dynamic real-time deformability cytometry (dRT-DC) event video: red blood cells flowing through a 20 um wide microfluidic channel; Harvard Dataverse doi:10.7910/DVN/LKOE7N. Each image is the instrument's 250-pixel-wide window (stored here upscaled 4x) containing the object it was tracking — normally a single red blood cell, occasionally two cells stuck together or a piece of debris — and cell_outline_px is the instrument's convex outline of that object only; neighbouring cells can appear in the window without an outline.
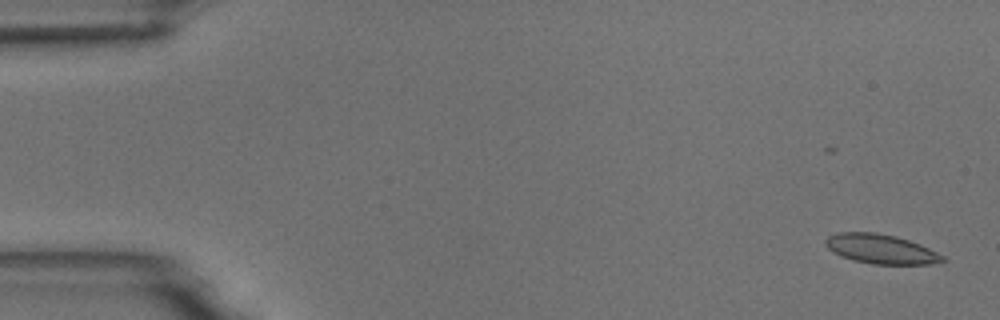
{"species": "common noctule bat (a hibernating species)", "species_latin": "Nyctalus noctula", "temperature_condition": "room temperature", "stored_images_in_passage": 5, "camera_frame_rate_fps": 3000, "um_per_image_px": 0.085, "animal": {"sex": "male", "body_mass_g": 18.8}, "frame": {"image": 1, "passage_image": 1, "time_ms": 0.0, "image_size_px": [1000, 320], "cell_outline_px": [[948, 260], [928, 264], [872, 264], [852, 260], [840, 256], [828, 248], [824, 244], [824, 240], [828, 236], [836, 232], [876, 232], [896, 236], [920, 244], [944, 256]], "centroid_in_image_um": [74.84, 21.16], "position_along_channel_um": 10.2, "area_um2": 20.17}}
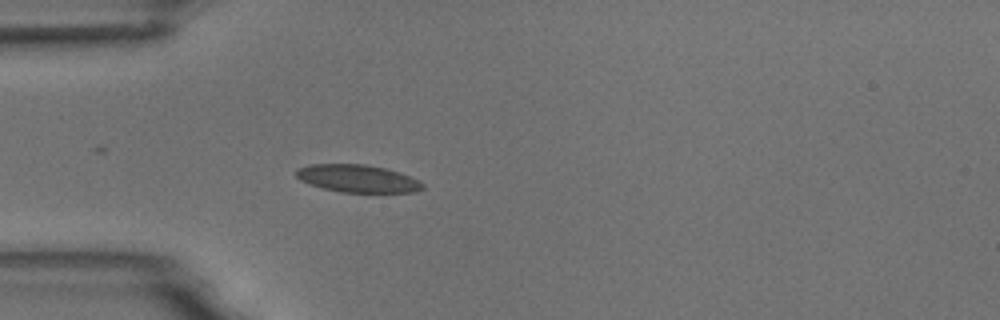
{"frame": {"image": 2, "passage_image": 5, "time_ms": 4.667, "image_size_px": [1000, 320], "cell_outline_px": [[424, 188], [416, 192], [340, 192], [324, 188], [300, 180], [296, 176], [296, 168], [308, 164], [364, 164], [388, 168], [400, 172], [420, 180], [424, 184]], "centroid_in_image_um": [30.43, 15.16], "position_along_channel_um": 54.6, "area_um2": 20.46}}